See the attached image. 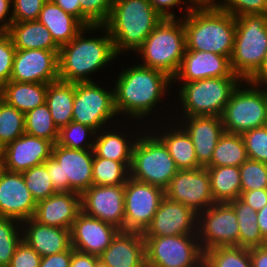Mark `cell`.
Wrapping results in <instances>:
<instances>
[{
  "label": "cell",
  "instance_id": "cell-1",
  "mask_svg": "<svg viewBox=\"0 0 267 267\" xmlns=\"http://www.w3.org/2000/svg\"><path fill=\"white\" fill-rule=\"evenodd\" d=\"M187 10L188 14L182 20L186 49L231 58L236 34L235 17L211 3H195Z\"/></svg>",
  "mask_w": 267,
  "mask_h": 267
},
{
  "label": "cell",
  "instance_id": "cell-2",
  "mask_svg": "<svg viewBox=\"0 0 267 267\" xmlns=\"http://www.w3.org/2000/svg\"><path fill=\"white\" fill-rule=\"evenodd\" d=\"M171 81L166 73L140 64L124 70L113 89L117 114L142 119L160 102Z\"/></svg>",
  "mask_w": 267,
  "mask_h": 267
},
{
  "label": "cell",
  "instance_id": "cell-3",
  "mask_svg": "<svg viewBox=\"0 0 267 267\" xmlns=\"http://www.w3.org/2000/svg\"><path fill=\"white\" fill-rule=\"evenodd\" d=\"M104 28L106 36L84 38L86 30ZM117 56L107 28L104 25L85 27L69 43L60 46L58 54L59 80L63 82H91L88 74L98 71Z\"/></svg>",
  "mask_w": 267,
  "mask_h": 267
},
{
  "label": "cell",
  "instance_id": "cell-4",
  "mask_svg": "<svg viewBox=\"0 0 267 267\" xmlns=\"http://www.w3.org/2000/svg\"><path fill=\"white\" fill-rule=\"evenodd\" d=\"M163 18L149 0H114L104 26L118 55L125 50L136 52Z\"/></svg>",
  "mask_w": 267,
  "mask_h": 267
},
{
  "label": "cell",
  "instance_id": "cell-5",
  "mask_svg": "<svg viewBox=\"0 0 267 267\" xmlns=\"http://www.w3.org/2000/svg\"><path fill=\"white\" fill-rule=\"evenodd\" d=\"M236 34L230 66L248 81L261 67L267 52V14L235 17Z\"/></svg>",
  "mask_w": 267,
  "mask_h": 267
},
{
  "label": "cell",
  "instance_id": "cell-6",
  "mask_svg": "<svg viewBox=\"0 0 267 267\" xmlns=\"http://www.w3.org/2000/svg\"><path fill=\"white\" fill-rule=\"evenodd\" d=\"M137 51L143 55V66L160 70L173 79L186 51L183 22L163 18Z\"/></svg>",
  "mask_w": 267,
  "mask_h": 267
},
{
  "label": "cell",
  "instance_id": "cell-7",
  "mask_svg": "<svg viewBox=\"0 0 267 267\" xmlns=\"http://www.w3.org/2000/svg\"><path fill=\"white\" fill-rule=\"evenodd\" d=\"M93 150H76L55 143L52 155L43 164L56 192L82 194L93 185Z\"/></svg>",
  "mask_w": 267,
  "mask_h": 267
},
{
  "label": "cell",
  "instance_id": "cell-8",
  "mask_svg": "<svg viewBox=\"0 0 267 267\" xmlns=\"http://www.w3.org/2000/svg\"><path fill=\"white\" fill-rule=\"evenodd\" d=\"M242 79L239 76L184 82L179 90L184 116H219Z\"/></svg>",
  "mask_w": 267,
  "mask_h": 267
},
{
  "label": "cell",
  "instance_id": "cell-9",
  "mask_svg": "<svg viewBox=\"0 0 267 267\" xmlns=\"http://www.w3.org/2000/svg\"><path fill=\"white\" fill-rule=\"evenodd\" d=\"M177 172L167 147L157 136L146 135L135 140L130 177L165 190Z\"/></svg>",
  "mask_w": 267,
  "mask_h": 267
},
{
  "label": "cell",
  "instance_id": "cell-10",
  "mask_svg": "<svg viewBox=\"0 0 267 267\" xmlns=\"http://www.w3.org/2000/svg\"><path fill=\"white\" fill-rule=\"evenodd\" d=\"M245 83H249L253 88L237 87L221 115L226 133L242 134L254 128L266 126L267 89H259V85L250 81Z\"/></svg>",
  "mask_w": 267,
  "mask_h": 267
},
{
  "label": "cell",
  "instance_id": "cell-11",
  "mask_svg": "<svg viewBox=\"0 0 267 267\" xmlns=\"http://www.w3.org/2000/svg\"><path fill=\"white\" fill-rule=\"evenodd\" d=\"M194 238V235L144 237L146 267H203V252Z\"/></svg>",
  "mask_w": 267,
  "mask_h": 267
},
{
  "label": "cell",
  "instance_id": "cell-12",
  "mask_svg": "<svg viewBox=\"0 0 267 267\" xmlns=\"http://www.w3.org/2000/svg\"><path fill=\"white\" fill-rule=\"evenodd\" d=\"M115 115L114 91H106L93 81L75 83L72 121L91 127L97 133Z\"/></svg>",
  "mask_w": 267,
  "mask_h": 267
},
{
  "label": "cell",
  "instance_id": "cell-13",
  "mask_svg": "<svg viewBox=\"0 0 267 267\" xmlns=\"http://www.w3.org/2000/svg\"><path fill=\"white\" fill-rule=\"evenodd\" d=\"M164 196L162 188L129 177L124 193V231L144 233Z\"/></svg>",
  "mask_w": 267,
  "mask_h": 267
},
{
  "label": "cell",
  "instance_id": "cell-14",
  "mask_svg": "<svg viewBox=\"0 0 267 267\" xmlns=\"http://www.w3.org/2000/svg\"><path fill=\"white\" fill-rule=\"evenodd\" d=\"M164 194L168 199L191 208L195 213L198 212L199 220L201 210L203 212L215 204L207 167L178 170Z\"/></svg>",
  "mask_w": 267,
  "mask_h": 267
},
{
  "label": "cell",
  "instance_id": "cell-15",
  "mask_svg": "<svg viewBox=\"0 0 267 267\" xmlns=\"http://www.w3.org/2000/svg\"><path fill=\"white\" fill-rule=\"evenodd\" d=\"M202 213V222L198 221V226L201 227H197V231L200 232L196 233L200 235L198 238L202 236L201 240L204 239L202 244L199 242L203 253L216 247H239L238 220L228 202L215 203Z\"/></svg>",
  "mask_w": 267,
  "mask_h": 267
},
{
  "label": "cell",
  "instance_id": "cell-16",
  "mask_svg": "<svg viewBox=\"0 0 267 267\" xmlns=\"http://www.w3.org/2000/svg\"><path fill=\"white\" fill-rule=\"evenodd\" d=\"M124 193L125 184L92 185L81 194V211L124 231Z\"/></svg>",
  "mask_w": 267,
  "mask_h": 267
},
{
  "label": "cell",
  "instance_id": "cell-17",
  "mask_svg": "<svg viewBox=\"0 0 267 267\" xmlns=\"http://www.w3.org/2000/svg\"><path fill=\"white\" fill-rule=\"evenodd\" d=\"M59 50L16 49L11 81L52 83L59 80Z\"/></svg>",
  "mask_w": 267,
  "mask_h": 267
},
{
  "label": "cell",
  "instance_id": "cell-18",
  "mask_svg": "<svg viewBox=\"0 0 267 267\" xmlns=\"http://www.w3.org/2000/svg\"><path fill=\"white\" fill-rule=\"evenodd\" d=\"M36 201L26 187L22 173L0 170V217L23 222L32 218Z\"/></svg>",
  "mask_w": 267,
  "mask_h": 267
},
{
  "label": "cell",
  "instance_id": "cell-19",
  "mask_svg": "<svg viewBox=\"0 0 267 267\" xmlns=\"http://www.w3.org/2000/svg\"><path fill=\"white\" fill-rule=\"evenodd\" d=\"M196 217H198V213L191 208L164 196L143 236L193 235L192 233L196 231L194 229H197L195 223L196 226L198 225Z\"/></svg>",
  "mask_w": 267,
  "mask_h": 267
},
{
  "label": "cell",
  "instance_id": "cell-20",
  "mask_svg": "<svg viewBox=\"0 0 267 267\" xmlns=\"http://www.w3.org/2000/svg\"><path fill=\"white\" fill-rule=\"evenodd\" d=\"M53 143L24 133L1 150L2 168L10 172H24L42 165L52 155Z\"/></svg>",
  "mask_w": 267,
  "mask_h": 267
},
{
  "label": "cell",
  "instance_id": "cell-21",
  "mask_svg": "<svg viewBox=\"0 0 267 267\" xmlns=\"http://www.w3.org/2000/svg\"><path fill=\"white\" fill-rule=\"evenodd\" d=\"M119 231L115 226L81 211L70 229L71 246L74 250L99 257Z\"/></svg>",
  "mask_w": 267,
  "mask_h": 267
},
{
  "label": "cell",
  "instance_id": "cell-22",
  "mask_svg": "<svg viewBox=\"0 0 267 267\" xmlns=\"http://www.w3.org/2000/svg\"><path fill=\"white\" fill-rule=\"evenodd\" d=\"M226 76H237L231 69L229 57L186 49L181 65L172 80L178 78L184 82H191Z\"/></svg>",
  "mask_w": 267,
  "mask_h": 267
},
{
  "label": "cell",
  "instance_id": "cell-23",
  "mask_svg": "<svg viewBox=\"0 0 267 267\" xmlns=\"http://www.w3.org/2000/svg\"><path fill=\"white\" fill-rule=\"evenodd\" d=\"M81 212V194L77 192H56L37 202L33 218L41 224L71 229Z\"/></svg>",
  "mask_w": 267,
  "mask_h": 267
},
{
  "label": "cell",
  "instance_id": "cell-24",
  "mask_svg": "<svg viewBox=\"0 0 267 267\" xmlns=\"http://www.w3.org/2000/svg\"><path fill=\"white\" fill-rule=\"evenodd\" d=\"M99 259L108 267H146L143 233L119 231Z\"/></svg>",
  "mask_w": 267,
  "mask_h": 267
},
{
  "label": "cell",
  "instance_id": "cell-25",
  "mask_svg": "<svg viewBox=\"0 0 267 267\" xmlns=\"http://www.w3.org/2000/svg\"><path fill=\"white\" fill-rule=\"evenodd\" d=\"M184 130L194 144L198 164L206 167L212 159L213 151L224 134V126L219 116H190Z\"/></svg>",
  "mask_w": 267,
  "mask_h": 267
},
{
  "label": "cell",
  "instance_id": "cell-26",
  "mask_svg": "<svg viewBox=\"0 0 267 267\" xmlns=\"http://www.w3.org/2000/svg\"><path fill=\"white\" fill-rule=\"evenodd\" d=\"M23 222L29 226L25 233H22V240L41 257L66 251L71 247L70 229L47 226L33 217Z\"/></svg>",
  "mask_w": 267,
  "mask_h": 267
},
{
  "label": "cell",
  "instance_id": "cell-27",
  "mask_svg": "<svg viewBox=\"0 0 267 267\" xmlns=\"http://www.w3.org/2000/svg\"><path fill=\"white\" fill-rule=\"evenodd\" d=\"M38 21L48 29L59 46L69 43L85 28L76 17L66 13L52 0L45 2Z\"/></svg>",
  "mask_w": 267,
  "mask_h": 267
},
{
  "label": "cell",
  "instance_id": "cell-28",
  "mask_svg": "<svg viewBox=\"0 0 267 267\" xmlns=\"http://www.w3.org/2000/svg\"><path fill=\"white\" fill-rule=\"evenodd\" d=\"M48 84L9 81L0 88V98L22 113L46 103Z\"/></svg>",
  "mask_w": 267,
  "mask_h": 267
},
{
  "label": "cell",
  "instance_id": "cell-29",
  "mask_svg": "<svg viewBox=\"0 0 267 267\" xmlns=\"http://www.w3.org/2000/svg\"><path fill=\"white\" fill-rule=\"evenodd\" d=\"M14 47L19 50H59L48 29L37 21L13 22L7 31Z\"/></svg>",
  "mask_w": 267,
  "mask_h": 267
},
{
  "label": "cell",
  "instance_id": "cell-30",
  "mask_svg": "<svg viewBox=\"0 0 267 267\" xmlns=\"http://www.w3.org/2000/svg\"><path fill=\"white\" fill-rule=\"evenodd\" d=\"M74 95L75 83L60 80L48 83L46 104L58 129L72 122Z\"/></svg>",
  "mask_w": 267,
  "mask_h": 267
},
{
  "label": "cell",
  "instance_id": "cell-31",
  "mask_svg": "<svg viewBox=\"0 0 267 267\" xmlns=\"http://www.w3.org/2000/svg\"><path fill=\"white\" fill-rule=\"evenodd\" d=\"M210 177L211 193L215 203L240 198L241 176L238 166H206Z\"/></svg>",
  "mask_w": 267,
  "mask_h": 267
},
{
  "label": "cell",
  "instance_id": "cell-32",
  "mask_svg": "<svg viewBox=\"0 0 267 267\" xmlns=\"http://www.w3.org/2000/svg\"><path fill=\"white\" fill-rule=\"evenodd\" d=\"M234 209L239 227V247L251 249L267 245L257 223V212L240 198L228 202Z\"/></svg>",
  "mask_w": 267,
  "mask_h": 267
},
{
  "label": "cell",
  "instance_id": "cell-33",
  "mask_svg": "<svg viewBox=\"0 0 267 267\" xmlns=\"http://www.w3.org/2000/svg\"><path fill=\"white\" fill-rule=\"evenodd\" d=\"M161 137L156 135L167 147L168 152L173 158L178 170H191L201 167L198 164L194 144L190 136L184 129L161 133Z\"/></svg>",
  "mask_w": 267,
  "mask_h": 267
},
{
  "label": "cell",
  "instance_id": "cell-34",
  "mask_svg": "<svg viewBox=\"0 0 267 267\" xmlns=\"http://www.w3.org/2000/svg\"><path fill=\"white\" fill-rule=\"evenodd\" d=\"M248 159L241 134L226 133L220 137L207 166H238Z\"/></svg>",
  "mask_w": 267,
  "mask_h": 267
},
{
  "label": "cell",
  "instance_id": "cell-35",
  "mask_svg": "<svg viewBox=\"0 0 267 267\" xmlns=\"http://www.w3.org/2000/svg\"><path fill=\"white\" fill-rule=\"evenodd\" d=\"M105 133L100 134L96 141H92L95 142L94 153L101 158L122 162L130 169L135 142H128L121 134L107 131Z\"/></svg>",
  "mask_w": 267,
  "mask_h": 267
},
{
  "label": "cell",
  "instance_id": "cell-36",
  "mask_svg": "<svg viewBox=\"0 0 267 267\" xmlns=\"http://www.w3.org/2000/svg\"><path fill=\"white\" fill-rule=\"evenodd\" d=\"M24 124L26 134L57 143L59 129L46 103L25 113Z\"/></svg>",
  "mask_w": 267,
  "mask_h": 267
},
{
  "label": "cell",
  "instance_id": "cell-37",
  "mask_svg": "<svg viewBox=\"0 0 267 267\" xmlns=\"http://www.w3.org/2000/svg\"><path fill=\"white\" fill-rule=\"evenodd\" d=\"M130 169L122 162L98 157L94 153L92 177L93 185L116 186L126 184Z\"/></svg>",
  "mask_w": 267,
  "mask_h": 267
},
{
  "label": "cell",
  "instance_id": "cell-38",
  "mask_svg": "<svg viewBox=\"0 0 267 267\" xmlns=\"http://www.w3.org/2000/svg\"><path fill=\"white\" fill-rule=\"evenodd\" d=\"M204 267H252L249 249L228 246L216 247L203 253Z\"/></svg>",
  "mask_w": 267,
  "mask_h": 267
},
{
  "label": "cell",
  "instance_id": "cell-39",
  "mask_svg": "<svg viewBox=\"0 0 267 267\" xmlns=\"http://www.w3.org/2000/svg\"><path fill=\"white\" fill-rule=\"evenodd\" d=\"M25 114L0 98V150L25 133Z\"/></svg>",
  "mask_w": 267,
  "mask_h": 267
},
{
  "label": "cell",
  "instance_id": "cell-40",
  "mask_svg": "<svg viewBox=\"0 0 267 267\" xmlns=\"http://www.w3.org/2000/svg\"><path fill=\"white\" fill-rule=\"evenodd\" d=\"M21 173L26 187L30 190L36 203L56 193L48 175L47 167L44 164L32 167Z\"/></svg>",
  "mask_w": 267,
  "mask_h": 267
},
{
  "label": "cell",
  "instance_id": "cell-41",
  "mask_svg": "<svg viewBox=\"0 0 267 267\" xmlns=\"http://www.w3.org/2000/svg\"><path fill=\"white\" fill-rule=\"evenodd\" d=\"M87 134L89 136L96 132L91 127L72 121L59 129L57 144L69 149L87 150L88 148V150H93L94 142H84Z\"/></svg>",
  "mask_w": 267,
  "mask_h": 267
},
{
  "label": "cell",
  "instance_id": "cell-42",
  "mask_svg": "<svg viewBox=\"0 0 267 267\" xmlns=\"http://www.w3.org/2000/svg\"><path fill=\"white\" fill-rule=\"evenodd\" d=\"M13 218L0 217V267H9L11 258L21 242ZM20 236V238H19Z\"/></svg>",
  "mask_w": 267,
  "mask_h": 267
},
{
  "label": "cell",
  "instance_id": "cell-43",
  "mask_svg": "<svg viewBox=\"0 0 267 267\" xmlns=\"http://www.w3.org/2000/svg\"><path fill=\"white\" fill-rule=\"evenodd\" d=\"M241 191L267 189V164L247 159L240 166Z\"/></svg>",
  "mask_w": 267,
  "mask_h": 267
},
{
  "label": "cell",
  "instance_id": "cell-44",
  "mask_svg": "<svg viewBox=\"0 0 267 267\" xmlns=\"http://www.w3.org/2000/svg\"><path fill=\"white\" fill-rule=\"evenodd\" d=\"M81 23L85 27L104 25L111 13L114 0H79Z\"/></svg>",
  "mask_w": 267,
  "mask_h": 267
},
{
  "label": "cell",
  "instance_id": "cell-45",
  "mask_svg": "<svg viewBox=\"0 0 267 267\" xmlns=\"http://www.w3.org/2000/svg\"><path fill=\"white\" fill-rule=\"evenodd\" d=\"M241 136L248 159L267 164V126L246 131Z\"/></svg>",
  "mask_w": 267,
  "mask_h": 267
},
{
  "label": "cell",
  "instance_id": "cell-46",
  "mask_svg": "<svg viewBox=\"0 0 267 267\" xmlns=\"http://www.w3.org/2000/svg\"><path fill=\"white\" fill-rule=\"evenodd\" d=\"M215 2H211L214 7L226 11L234 17L267 14V0H224V3Z\"/></svg>",
  "mask_w": 267,
  "mask_h": 267
},
{
  "label": "cell",
  "instance_id": "cell-47",
  "mask_svg": "<svg viewBox=\"0 0 267 267\" xmlns=\"http://www.w3.org/2000/svg\"><path fill=\"white\" fill-rule=\"evenodd\" d=\"M16 48L7 32H0V88L10 81Z\"/></svg>",
  "mask_w": 267,
  "mask_h": 267
},
{
  "label": "cell",
  "instance_id": "cell-48",
  "mask_svg": "<svg viewBox=\"0 0 267 267\" xmlns=\"http://www.w3.org/2000/svg\"><path fill=\"white\" fill-rule=\"evenodd\" d=\"M47 0H12L13 22L37 21Z\"/></svg>",
  "mask_w": 267,
  "mask_h": 267
},
{
  "label": "cell",
  "instance_id": "cell-49",
  "mask_svg": "<svg viewBox=\"0 0 267 267\" xmlns=\"http://www.w3.org/2000/svg\"><path fill=\"white\" fill-rule=\"evenodd\" d=\"M41 256L25 241L17 245L9 267H39Z\"/></svg>",
  "mask_w": 267,
  "mask_h": 267
},
{
  "label": "cell",
  "instance_id": "cell-50",
  "mask_svg": "<svg viewBox=\"0 0 267 267\" xmlns=\"http://www.w3.org/2000/svg\"><path fill=\"white\" fill-rule=\"evenodd\" d=\"M240 199L257 212L267 204V189L241 191Z\"/></svg>",
  "mask_w": 267,
  "mask_h": 267
},
{
  "label": "cell",
  "instance_id": "cell-51",
  "mask_svg": "<svg viewBox=\"0 0 267 267\" xmlns=\"http://www.w3.org/2000/svg\"><path fill=\"white\" fill-rule=\"evenodd\" d=\"M72 258V246L56 254L41 257L39 267H70Z\"/></svg>",
  "mask_w": 267,
  "mask_h": 267
},
{
  "label": "cell",
  "instance_id": "cell-52",
  "mask_svg": "<svg viewBox=\"0 0 267 267\" xmlns=\"http://www.w3.org/2000/svg\"><path fill=\"white\" fill-rule=\"evenodd\" d=\"M99 260L98 256L83 253L72 248L70 267H95Z\"/></svg>",
  "mask_w": 267,
  "mask_h": 267
},
{
  "label": "cell",
  "instance_id": "cell-53",
  "mask_svg": "<svg viewBox=\"0 0 267 267\" xmlns=\"http://www.w3.org/2000/svg\"><path fill=\"white\" fill-rule=\"evenodd\" d=\"M152 6L164 17V18H176L175 14L168 12V8L176 6L182 2V0H149ZM192 4H195L192 0H189Z\"/></svg>",
  "mask_w": 267,
  "mask_h": 267
},
{
  "label": "cell",
  "instance_id": "cell-54",
  "mask_svg": "<svg viewBox=\"0 0 267 267\" xmlns=\"http://www.w3.org/2000/svg\"><path fill=\"white\" fill-rule=\"evenodd\" d=\"M252 267H267V245L249 249Z\"/></svg>",
  "mask_w": 267,
  "mask_h": 267
},
{
  "label": "cell",
  "instance_id": "cell-55",
  "mask_svg": "<svg viewBox=\"0 0 267 267\" xmlns=\"http://www.w3.org/2000/svg\"><path fill=\"white\" fill-rule=\"evenodd\" d=\"M66 13L76 17L81 22V6L79 0H52Z\"/></svg>",
  "mask_w": 267,
  "mask_h": 267
},
{
  "label": "cell",
  "instance_id": "cell-56",
  "mask_svg": "<svg viewBox=\"0 0 267 267\" xmlns=\"http://www.w3.org/2000/svg\"><path fill=\"white\" fill-rule=\"evenodd\" d=\"M11 2L12 0H0V22H2V24L0 25V32H7L11 24L13 23V19L9 17V21H7L6 18L11 8ZM3 20H5L6 22L4 23Z\"/></svg>",
  "mask_w": 267,
  "mask_h": 267
},
{
  "label": "cell",
  "instance_id": "cell-57",
  "mask_svg": "<svg viewBox=\"0 0 267 267\" xmlns=\"http://www.w3.org/2000/svg\"><path fill=\"white\" fill-rule=\"evenodd\" d=\"M255 84H265L267 87V52L260 69L248 80Z\"/></svg>",
  "mask_w": 267,
  "mask_h": 267
},
{
  "label": "cell",
  "instance_id": "cell-58",
  "mask_svg": "<svg viewBox=\"0 0 267 267\" xmlns=\"http://www.w3.org/2000/svg\"><path fill=\"white\" fill-rule=\"evenodd\" d=\"M257 223L263 240L267 243V204L261 210L257 211Z\"/></svg>",
  "mask_w": 267,
  "mask_h": 267
},
{
  "label": "cell",
  "instance_id": "cell-59",
  "mask_svg": "<svg viewBox=\"0 0 267 267\" xmlns=\"http://www.w3.org/2000/svg\"><path fill=\"white\" fill-rule=\"evenodd\" d=\"M194 3H211L214 0H192Z\"/></svg>",
  "mask_w": 267,
  "mask_h": 267
},
{
  "label": "cell",
  "instance_id": "cell-60",
  "mask_svg": "<svg viewBox=\"0 0 267 267\" xmlns=\"http://www.w3.org/2000/svg\"><path fill=\"white\" fill-rule=\"evenodd\" d=\"M95 267H108V266L105 265L103 262H101V261L99 260Z\"/></svg>",
  "mask_w": 267,
  "mask_h": 267
},
{
  "label": "cell",
  "instance_id": "cell-61",
  "mask_svg": "<svg viewBox=\"0 0 267 267\" xmlns=\"http://www.w3.org/2000/svg\"><path fill=\"white\" fill-rule=\"evenodd\" d=\"M2 169V157H1V153H0V170Z\"/></svg>",
  "mask_w": 267,
  "mask_h": 267
}]
</instances>
